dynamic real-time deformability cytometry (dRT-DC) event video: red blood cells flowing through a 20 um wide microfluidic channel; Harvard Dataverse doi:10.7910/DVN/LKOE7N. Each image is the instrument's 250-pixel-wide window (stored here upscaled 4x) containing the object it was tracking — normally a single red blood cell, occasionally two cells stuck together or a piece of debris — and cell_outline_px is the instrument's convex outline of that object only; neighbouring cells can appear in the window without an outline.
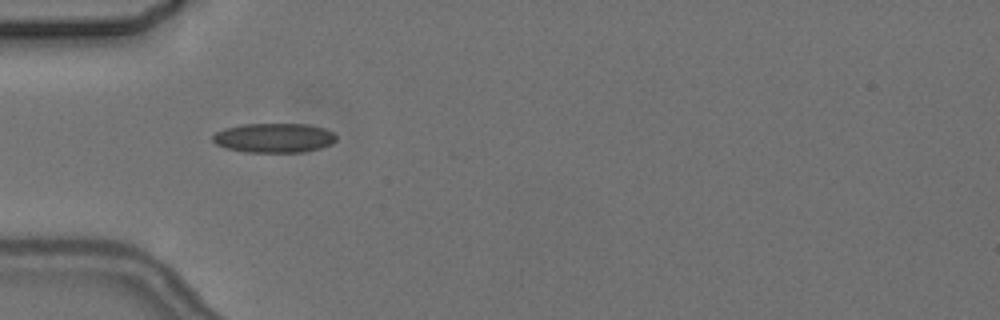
{"species": "common noctule bat (a hibernating species)", "species_latin": "Nyctalus noctula", "temperature_condition": "cold", "stored_images_in_passage": 5, "camera_frame_rate_fps": 3000, "um_per_image_px": 0.085, "animal": {"sex": "female", "body_mass_g": 24.6, "forearm_length_mm": 56.2}, "frame": {"image": 1, "passage_image": 4, "time_ms": 4.667, "image_size_px": [1000, 320], "cell_outline_px": [[336, 140], [332, 144], [320, 148], [300, 152], [244, 152], [228, 148], [216, 144], [212, 140], [212, 136], [216, 132], [224, 128], [244, 124], [308, 124], [324, 128], [332, 132], [336, 136]], "centroid_in_image_um": [23.29, 11.71], "position_along_channel_um": 61.7, "area_um2": 21.15}}
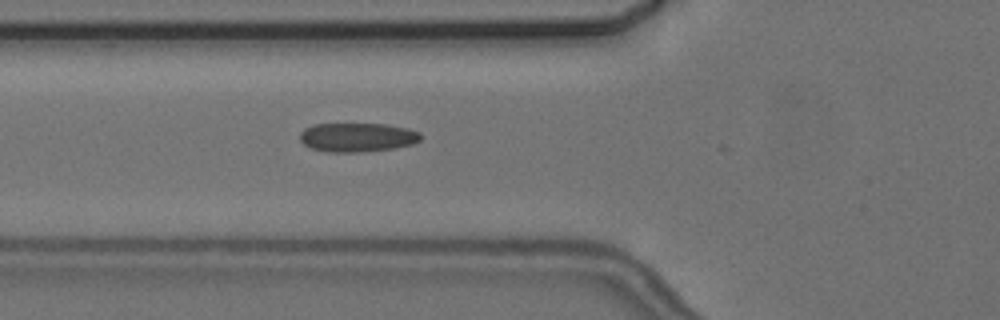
{"frame": {"image": 2, "passage_image": 5, "time_ms": 5.667, "image_size_px": [1000, 320], "cell_outline_px": [[424, 136], [420, 140], [412, 144], [396, 148], [360, 152], [324, 152], [312, 148], [304, 144], [300, 140], [300, 132], [304, 128], [312, 124], [388, 124], [408, 128], [420, 132]], "centroid_in_image_um": [30.39, 11.67], "position_along_channel_um": 95.4, "area_um2": 20.69}}